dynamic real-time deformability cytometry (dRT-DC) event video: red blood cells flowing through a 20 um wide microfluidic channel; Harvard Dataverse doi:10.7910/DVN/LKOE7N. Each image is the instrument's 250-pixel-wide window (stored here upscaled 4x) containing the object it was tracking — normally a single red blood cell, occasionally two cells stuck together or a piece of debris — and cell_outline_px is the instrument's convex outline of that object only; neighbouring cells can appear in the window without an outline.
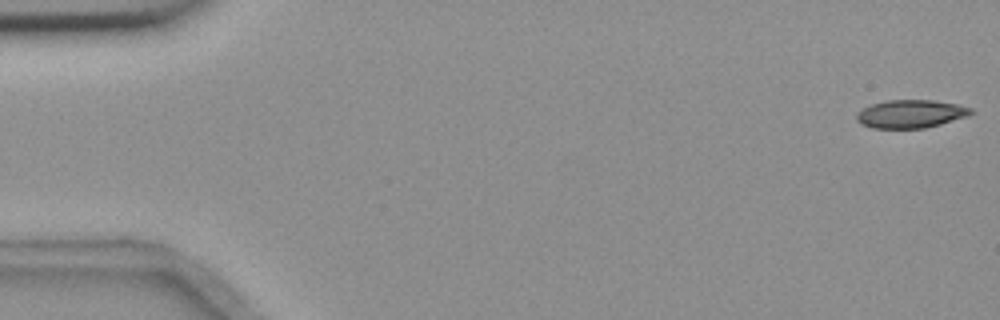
{"species": "common noctule bat (a hibernating species)", "species_latin": "Nyctalus noctula", "temperature_condition": "room temperature", "stored_images_in_passage": 3, "camera_frame_rate_fps": 3000, "um_per_image_px": 0.085, "animal": {"sex": "female", "body_mass_g": 18.4}, "frame": {"image": 1, "passage_image": 1, "time_ms": 0.0, "image_size_px": [1000, 320], "cell_outline_px": [[976, 112], [968, 116], [940, 124], [924, 128], [872, 128], [860, 124], [856, 120], [856, 112], [872, 104], [888, 100], [932, 100], [956, 104], [972, 108]], "centroid_in_image_um": [77.41, 9.68], "position_along_channel_um": 7.6, "area_um2": 18.79}}